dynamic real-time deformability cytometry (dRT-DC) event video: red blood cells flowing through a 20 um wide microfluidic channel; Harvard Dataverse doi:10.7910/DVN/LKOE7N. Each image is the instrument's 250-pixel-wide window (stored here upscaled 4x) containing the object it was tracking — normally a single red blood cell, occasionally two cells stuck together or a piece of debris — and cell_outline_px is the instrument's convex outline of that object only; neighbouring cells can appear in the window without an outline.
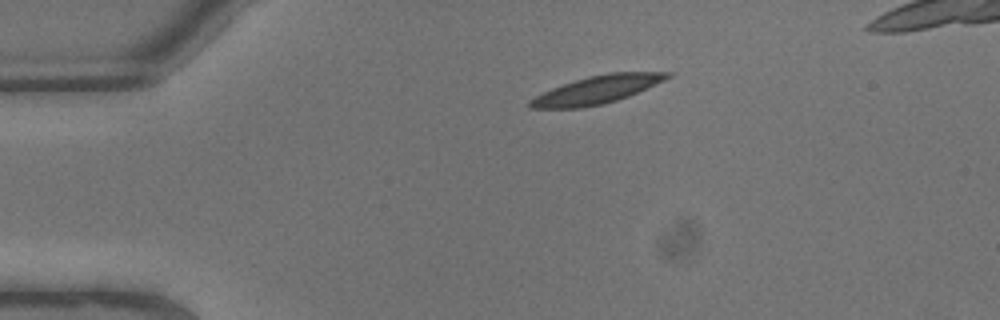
{"species": "common noctule bat (a hibernating species)", "species_latin": "Nyctalus noctula", "temperature_condition": "warm", "stored_images_in_passage": 3, "camera_frame_rate_fps": 3000, "um_per_image_px": 0.085, "animal": {"sex": "male", "body_mass_g": 13.3}, "frame": {"image": 1, "passage_image": 1, "time_ms": 0.0, "image_size_px": [1000, 320], "cell_outline_px": [[672, 76], [664, 80], [628, 96], [604, 104], [580, 108], [528, 108], [528, 100], [552, 88], [588, 76], [608, 72], [672, 72]], "centroid_in_image_um": [50.72, 7.63], "position_along_channel_um": 34.3, "area_um2": 22.08}}